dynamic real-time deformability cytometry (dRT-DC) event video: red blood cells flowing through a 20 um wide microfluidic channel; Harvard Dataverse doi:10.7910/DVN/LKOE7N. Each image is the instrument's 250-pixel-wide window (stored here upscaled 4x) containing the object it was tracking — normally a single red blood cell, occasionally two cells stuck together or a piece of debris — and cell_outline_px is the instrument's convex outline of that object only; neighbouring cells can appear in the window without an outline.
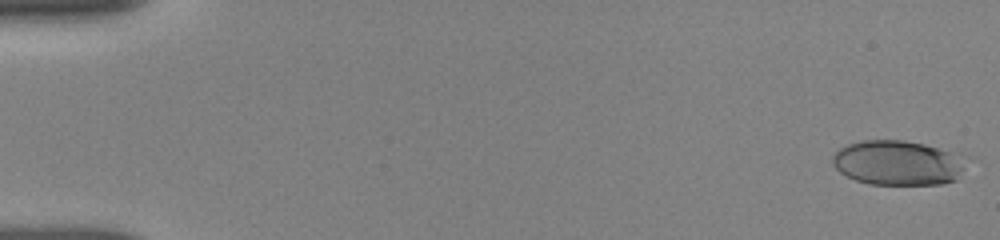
{"species": "human", "species_latin": "Homo sapiens", "temperature_condition": "room temperature", "stored_images_in_passage": 46, "camera_frame_rate_fps": 3000, "um_per_image_px": 0.085, "donor": {"sex": "female"}, "frame": {"image": 1, "passage_image": 1, "time_ms": 0.0, "image_size_px": [1000, 240], "cell_outline_px": [[972, 156], [956, 180], [940, 184], [868, 184], [856, 180], [840, 172], [832, 164], [832, 156], [840, 148], [848, 144], [860, 140], [904, 140], [924, 144], [960, 152]], "centroid_in_image_um": [76.42, 13.82], "position_along_channel_um": 8.6, "area_um2": 35.6}}
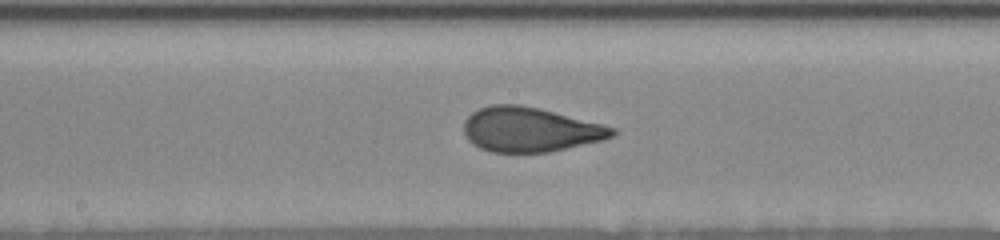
{"frame": {"image": 2, "passage_image": 25, "time_ms": 9.0, "image_size_px": [1000, 240], "cell_outline_px": [[616, 132], [612, 136], [604, 140], [548, 152], [492, 152], [480, 148], [468, 140], [464, 132], [464, 120], [472, 112], [480, 108], [492, 104], [520, 104], [540, 108], [604, 124], [616, 128]], "centroid_in_image_um": [45.06, 11.0], "position_along_channel_um": 203.1, "area_um2": 38.67}}
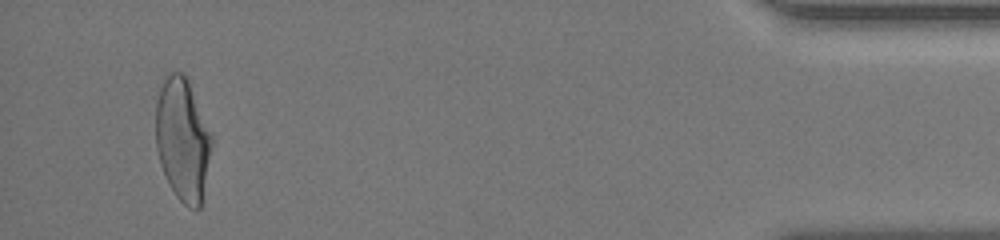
{"frame": {"image": 3, "passage_image": 45, "time_ms": 16.333, "image_size_px": [1000, 240], "cell_outline_px": [[212, 144], [200, 208], [188, 208], [176, 196], [160, 164], [156, 148], [156, 104], [164, 72], [184, 72], [188, 80], [212, 136]], "centroid_in_image_um": [15.5, 11.8], "position_along_channel_um": 419.7, "area_um2": 39.71}, "authors_computed_cell_mechanics": {"area_um2": 37.8012, "velocity_mm_per_s": 3.8558, "shape_relaxation_time_tau1_ms": 4.233, "shape_relaxation_time_tau2_ms": null, "deformation_change_tau1": 0.1539, "deformation_change_tau2": null}}